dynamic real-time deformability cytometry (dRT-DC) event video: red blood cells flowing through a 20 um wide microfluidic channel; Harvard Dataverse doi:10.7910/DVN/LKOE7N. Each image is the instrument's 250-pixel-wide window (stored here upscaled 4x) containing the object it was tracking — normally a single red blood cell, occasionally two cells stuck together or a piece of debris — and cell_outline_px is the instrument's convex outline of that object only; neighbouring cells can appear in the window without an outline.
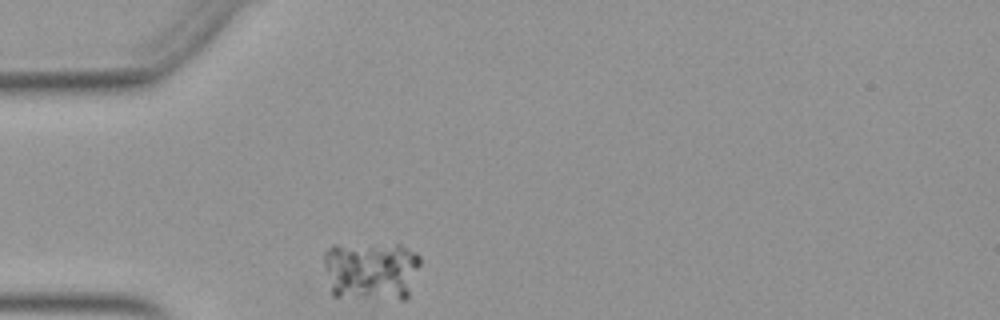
{"species": "Egyptian fruit bat (a non-hibernating species)", "species_latin": "Rousettus aegyptiacus", "temperature_condition": "warm", "stored_images_in_passage": 29, "camera_frame_rate_fps": 3000, "um_per_image_px": 0.085, "animal": {"sex": "female"}, "frame": {"image": 1, "passage_image": 1, "time_ms": 0.0, "image_size_px": [1000, 320], "cell_outline_px": [[420, 264], [408, 300], [400, 300], [332, 296], [324, 264], [324, 252], [332, 244], [400, 244], [416, 252], [420, 256]], "centroid_in_image_um": [31.57, 23.01], "position_along_channel_um": 53.4, "area_um2": 34.16}}
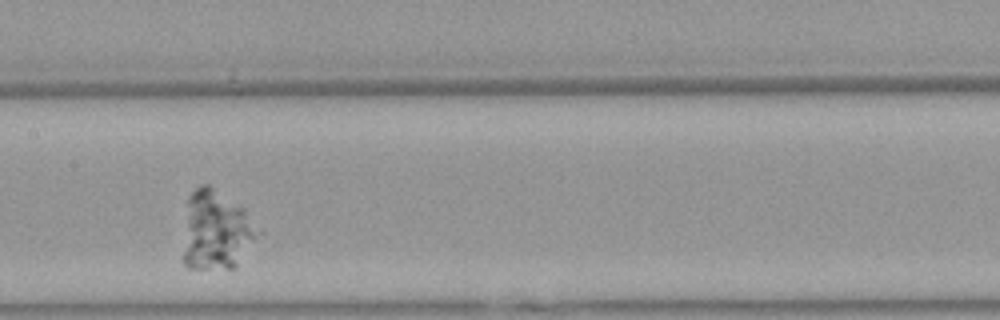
{"frame": {"image": 2, "passage_image": 13, "time_ms": 4.0, "image_size_px": [1000, 320], "cell_outline_px": [[264, 232], [236, 268], [188, 268], [184, 264], [180, 256], [188, 196], [200, 184], [208, 184], [240, 208]], "centroid_in_image_um": [18.35, 19.65], "position_along_channel_um": 189.0, "area_um2": 35.08}}
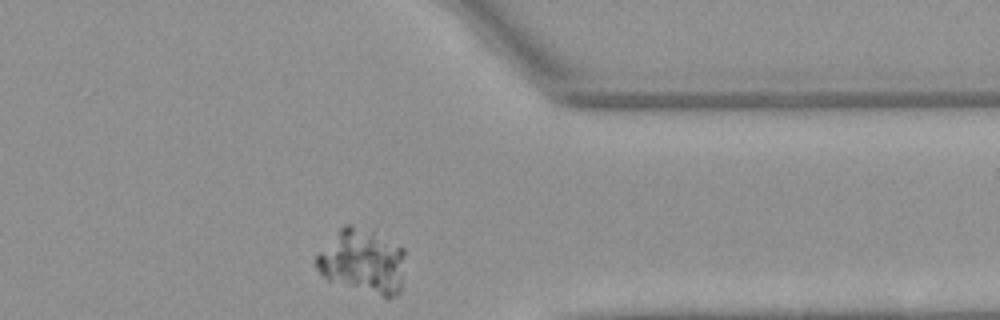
{"frame": {"image": 3, "passage_image": 29, "time_ms": 9.333, "image_size_px": [1000, 320], "cell_outline_px": [[404, 256], [400, 292], [396, 296], [384, 296], [328, 280], [316, 268], [316, 256], [340, 228], [344, 224], [352, 224], [376, 232], [404, 248]], "centroid_in_image_um": [30.83, 22.18], "position_along_channel_um": 380.6, "area_um2": 32.83}}